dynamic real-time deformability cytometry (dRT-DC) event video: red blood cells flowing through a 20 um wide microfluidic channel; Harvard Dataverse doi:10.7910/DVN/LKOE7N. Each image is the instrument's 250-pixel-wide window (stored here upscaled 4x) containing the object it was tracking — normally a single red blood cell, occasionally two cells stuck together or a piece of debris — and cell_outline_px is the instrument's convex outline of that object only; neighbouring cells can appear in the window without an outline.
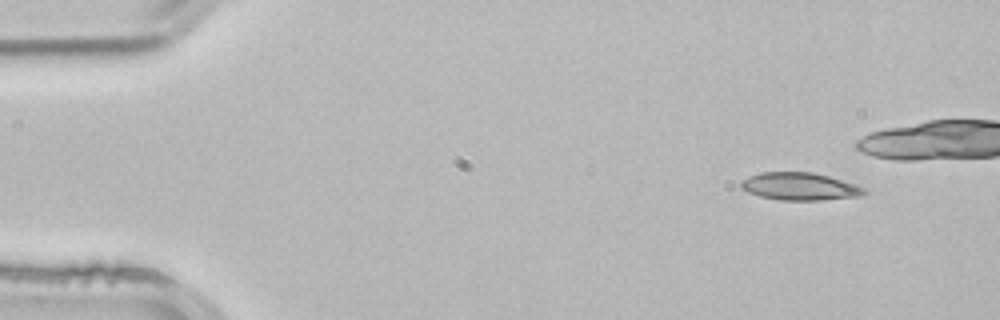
{"species": "common noctule bat (a hibernating species)", "species_latin": "Nyctalus noctula", "temperature_condition": "room temperature", "stored_images_in_passage": 4, "camera_frame_rate_fps": 3000, "um_per_image_px": 0.085, "animal": {"sex": "male", "body_mass_g": 21.5, "forearm_length_mm": 52.0}, "frame": {"image": 1, "passage_image": 1, "time_ms": 0.0, "image_size_px": [1000, 320], "cell_outline_px": [[868, 192], [860, 196], [820, 200], [780, 200], [760, 196], [748, 192], [740, 188], [740, 180], [748, 176], [760, 172], [812, 172], [828, 176], [856, 184], [868, 188]], "centroid_in_image_um": [67.98, 15.84], "position_along_channel_um": 17.0, "area_um2": 20.0}}